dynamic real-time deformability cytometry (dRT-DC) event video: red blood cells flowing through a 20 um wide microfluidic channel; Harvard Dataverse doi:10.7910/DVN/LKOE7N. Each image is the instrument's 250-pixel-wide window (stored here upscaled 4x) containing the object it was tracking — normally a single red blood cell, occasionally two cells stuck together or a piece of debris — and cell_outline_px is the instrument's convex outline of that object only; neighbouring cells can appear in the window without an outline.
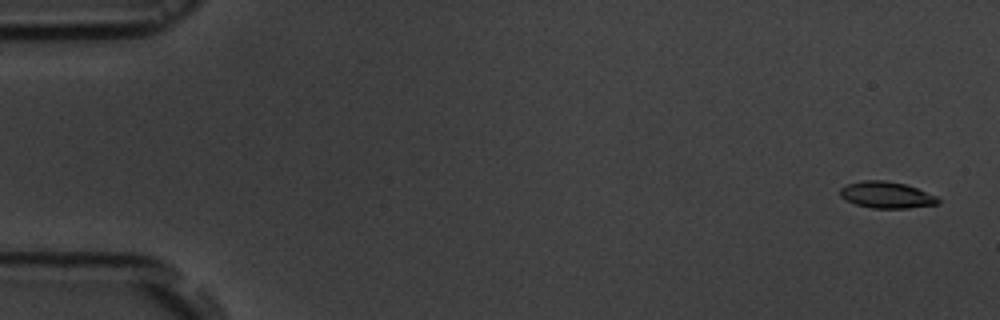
{"species": "common noctule bat (a hibernating species)", "species_latin": "Nyctalus noctula", "temperature_condition": "room temperature", "stored_images_in_passage": 55, "camera_frame_rate_fps": 3000, "um_per_image_px": 0.085, "animal": {"sex": "male", "body_mass_g": 19.5, "forearm_length_mm": 54.6}, "frame": {"image": 1, "passage_image": 2, "time_ms": 0.333, "image_size_px": [1000, 320], "cell_outline_px": [[940, 204], [908, 208], [872, 208], [856, 204], [840, 196], [840, 188], [848, 184], [864, 180], [884, 180], [904, 184], [916, 188], [936, 196], [940, 200]], "centroid_in_image_um": [75.37, 16.57], "position_along_channel_um": 9.6, "area_um2": 14.97}}
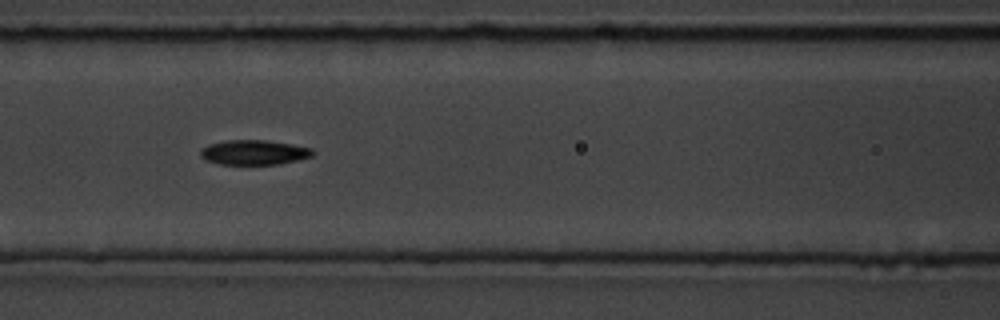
{"frame": {"image": 2, "passage_image": 24, "time_ms": 7.667, "image_size_px": [1000, 320], "cell_outline_px": [[316, 152], [312, 156], [300, 160], [280, 164], [220, 164], [204, 160], [200, 156], [200, 148], [208, 144], [224, 140], [268, 140], [292, 144], [312, 148]], "centroid_in_image_um": [21.59, 12.95], "position_along_channel_um": 145.0, "area_um2": 16.53}}
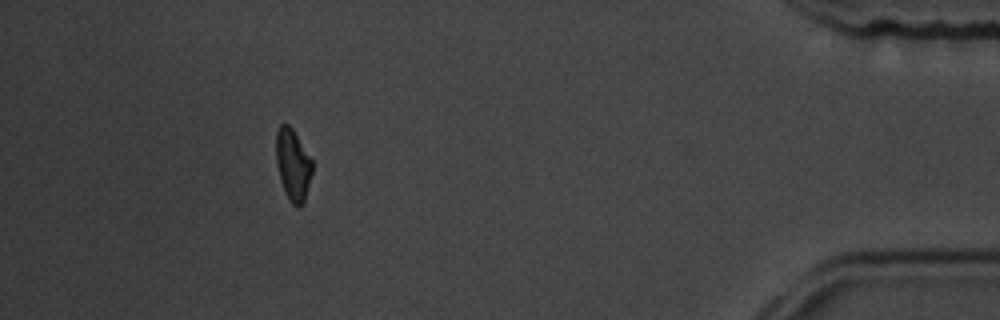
{"frame": {"image": 3, "passage_image": 50, "time_ms": 16.333, "image_size_px": [1000, 320], "cell_outline_px": [[312, 172], [304, 204], [300, 208], [296, 208], [292, 204], [280, 180], [276, 164], [276, 132], [280, 124], [288, 124], [292, 128], [312, 160]], "centroid_in_image_um": [24.9, 14.02], "position_along_channel_um": 410.3, "area_um2": 15.09}, "authors_computed_cell_mechanics": {"area_um2": 15.9528, "velocity_mm_per_s": 3.7199, "shape_relaxation_time_tau1_ms": 3.4651, "shape_relaxation_time_tau2_ms": 7.214, "deformation_change_tau1": 0.126, "deformation_change_tau2": 0.1172}}